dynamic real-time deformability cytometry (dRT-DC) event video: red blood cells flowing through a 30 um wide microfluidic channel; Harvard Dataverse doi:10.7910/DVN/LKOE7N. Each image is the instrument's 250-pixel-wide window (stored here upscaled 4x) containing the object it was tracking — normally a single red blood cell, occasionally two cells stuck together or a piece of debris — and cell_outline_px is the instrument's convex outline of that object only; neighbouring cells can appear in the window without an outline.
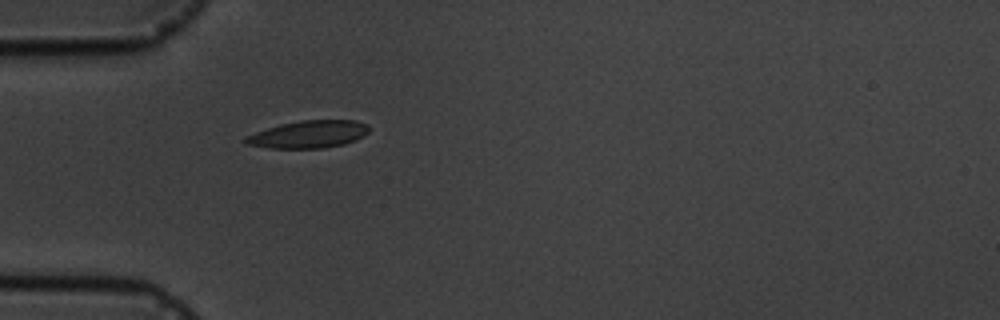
{"species": "common noctule bat (a hibernating species)", "species_latin": "Nyctalus noctula", "temperature_condition": "cold", "stored_images_in_passage": 1, "camera_frame_rate_fps": 3000, "um_per_image_px": 0.085, "animal": {"sex": "male", "body_mass_g": 19.5, "forearm_length_mm": 54.6}, "frame": {"image": 1, "passage_image": 1, "time_ms": 0.0, "image_size_px": [1000, 320], "cell_outline_px": [[368, 132], [364, 136], [356, 140], [344, 144], [324, 148], [268, 148], [244, 144], [244, 136], [280, 124], [300, 120], [356, 120], [368, 124]], "centroid_in_image_um": [26.22, 11.42], "position_along_channel_um": 58.8, "area_um2": 19.88}}